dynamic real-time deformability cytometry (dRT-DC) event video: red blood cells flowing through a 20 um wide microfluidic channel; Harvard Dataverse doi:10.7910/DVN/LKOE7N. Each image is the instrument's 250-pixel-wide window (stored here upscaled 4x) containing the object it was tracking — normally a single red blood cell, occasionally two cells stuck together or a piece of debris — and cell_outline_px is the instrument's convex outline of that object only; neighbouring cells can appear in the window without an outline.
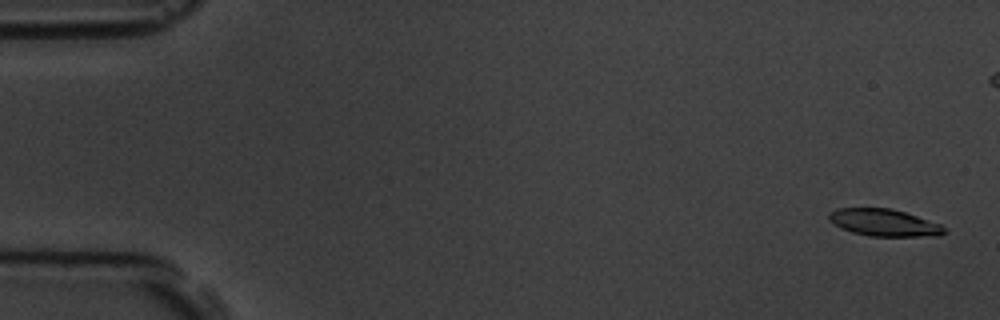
{"species": "common noctule bat (a hibernating species)", "species_latin": "Nyctalus noctula", "temperature_condition": "room temperature", "stored_images_in_passage": 4, "camera_frame_rate_fps": 3000, "um_per_image_px": 0.085, "animal": {"sex": "male", "body_mass_g": 19.5, "forearm_length_mm": 54.6}, "frame": {"image": 1, "passage_image": 1, "time_ms": 0.0, "image_size_px": [1000, 320], "cell_outline_px": [[948, 232], [940, 236], [868, 236], [852, 232], [840, 228], [828, 220], [828, 212], [836, 208], [892, 208], [940, 224]], "centroid_in_image_um": [75.11, 18.92], "position_along_channel_um": 9.9, "area_um2": 18.32}}
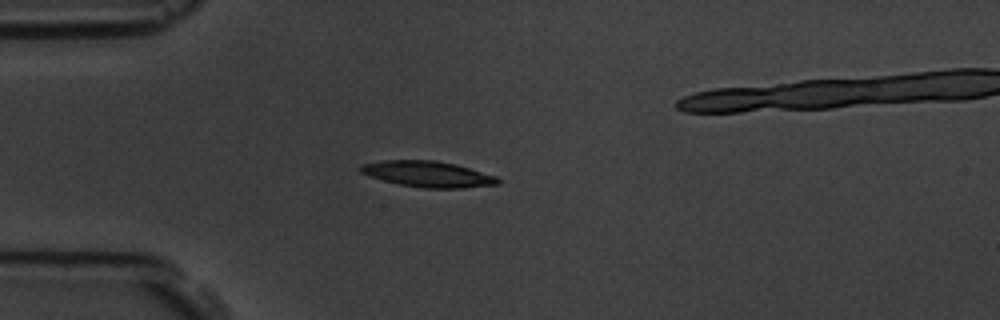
{"frame": {"image": 2, "passage_image": 4, "time_ms": 4.333, "image_size_px": [1000, 320], "cell_outline_px": [[500, 184], [464, 188], [424, 188], [400, 184], [368, 176], [360, 172], [356, 168], [360, 164], [384, 160], [436, 160], [456, 164], [496, 176], [500, 180]], "centroid_in_image_um": [36.34, 14.79], "position_along_channel_um": 48.7, "area_um2": 20.87}}